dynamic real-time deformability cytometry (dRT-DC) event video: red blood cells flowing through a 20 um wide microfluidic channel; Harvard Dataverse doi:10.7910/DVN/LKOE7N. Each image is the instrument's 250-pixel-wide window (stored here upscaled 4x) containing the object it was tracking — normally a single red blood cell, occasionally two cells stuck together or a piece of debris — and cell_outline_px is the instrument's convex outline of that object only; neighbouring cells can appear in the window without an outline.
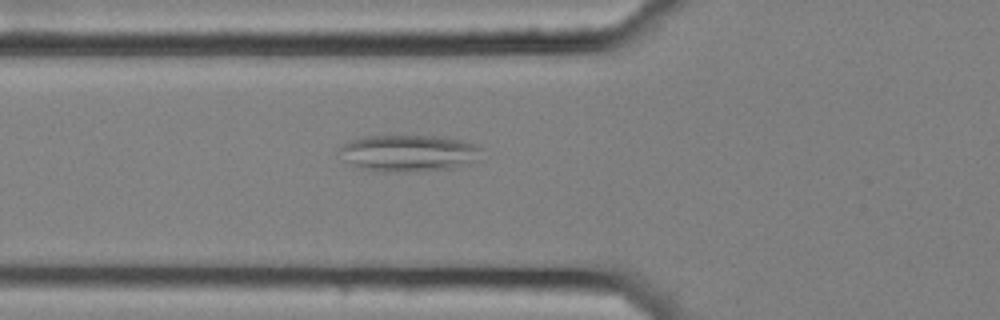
{"species": "common noctule bat (a hibernating species)", "species_latin": "Nyctalus noctula", "temperature_condition": "cold", "stored_images_in_passage": 3, "camera_frame_rate_fps": 3000, "um_per_image_px": 0.085, "animal": {"sex": "female", "body_mass_g": 25.1}, "frame": {"image": 1, "passage_image": 3, "time_ms": 0.667, "image_size_px": [1000, 320], "cell_outline_px": [[480, 160], [468, 164], [452, 168], [420, 172], [380, 172], [356, 168], [344, 160], [340, 148], [344, 144], [352, 140], [368, 136], [448, 136], [476, 144], [480, 148]], "centroid_in_image_um": [34.78, 13.03], "position_along_channel_um": 91.0, "area_um2": 30.87}}